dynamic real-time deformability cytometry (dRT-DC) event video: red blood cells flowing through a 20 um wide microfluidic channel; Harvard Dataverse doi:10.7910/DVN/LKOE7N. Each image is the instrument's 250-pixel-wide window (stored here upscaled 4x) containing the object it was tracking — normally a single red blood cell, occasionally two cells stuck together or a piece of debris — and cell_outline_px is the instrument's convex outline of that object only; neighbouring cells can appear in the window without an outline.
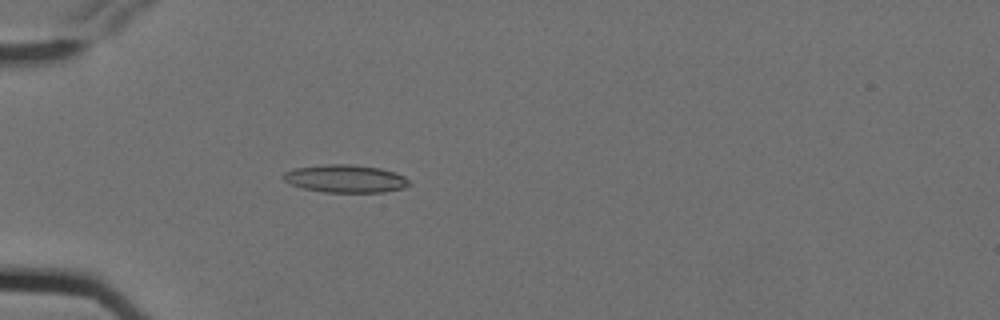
{"species": "Egyptian fruit bat (a non-hibernating species)", "species_latin": "Rousettus aegyptiacus", "temperature_condition": "cold", "stored_images_in_passage": 6, "camera_frame_rate_fps": 3000, "um_per_image_px": 0.085, "animal": {"sex": "female"}, "frame": {"image": 1, "passage_image": 6, "time_ms": 1.667, "image_size_px": [1000, 320], "cell_outline_px": [[412, 184], [404, 188], [384, 192], [324, 192], [304, 188], [292, 184], [284, 180], [280, 176], [284, 172], [292, 168], [324, 164], [352, 164], [380, 168], [396, 172], [404, 176]], "centroid_in_image_um": [29.36, 15.17], "position_along_channel_um": 55.6, "area_um2": 20.58}}